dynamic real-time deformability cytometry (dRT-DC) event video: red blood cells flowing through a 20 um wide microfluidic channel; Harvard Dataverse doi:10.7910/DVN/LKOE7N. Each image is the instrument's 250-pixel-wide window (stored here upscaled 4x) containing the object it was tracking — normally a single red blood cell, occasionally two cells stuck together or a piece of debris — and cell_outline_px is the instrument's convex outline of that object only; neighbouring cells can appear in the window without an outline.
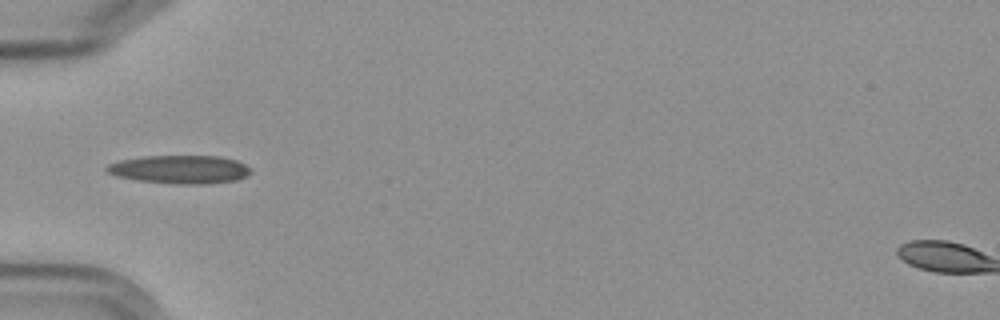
{"species": "Egyptian fruit bat (a non-hibernating species)", "species_latin": "Rousettus aegyptiacus", "temperature_condition": "cold", "stored_images_in_passage": 10, "camera_frame_rate_fps": 3000, "um_per_image_px": 0.085, "frame": {"image": 1, "passage_image": 6, "time_ms": 6.667, "image_size_px": [1000, 320], "cell_outline_px": [[252, 172], [248, 176], [236, 180], [204, 184], [180, 184], [140, 180], [116, 176], [108, 172], [104, 168], [108, 164], [120, 160], [140, 156], [220, 156], [236, 160], [252, 168]], "centroid_in_image_um": [15.32, 14.39], "position_along_channel_um": 69.7, "area_um2": 23.81}}
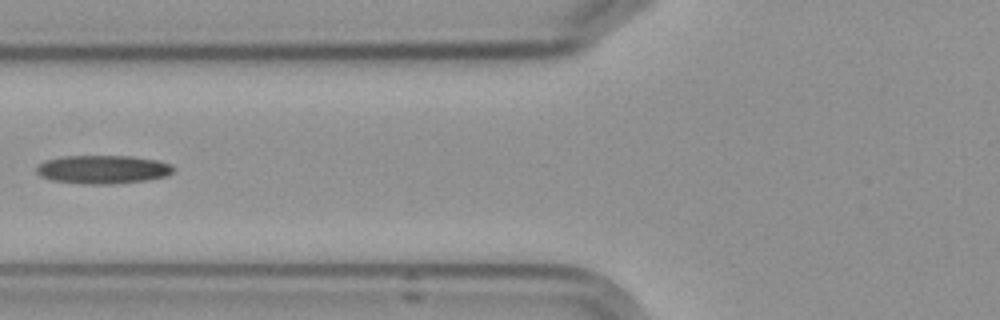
{"frame": {"image": 2, "passage_image": 7, "time_ms": 8.0, "image_size_px": [1000, 320], "cell_outline_px": [[176, 168], [172, 172], [164, 176], [144, 180], [108, 184], [88, 184], [52, 180], [40, 176], [36, 172], [36, 168], [44, 160], [60, 156], [132, 156], [160, 160], [172, 164]], "centroid_in_image_um": [8.74, 14.38], "position_along_channel_um": 117.1, "area_um2": 22.72}}